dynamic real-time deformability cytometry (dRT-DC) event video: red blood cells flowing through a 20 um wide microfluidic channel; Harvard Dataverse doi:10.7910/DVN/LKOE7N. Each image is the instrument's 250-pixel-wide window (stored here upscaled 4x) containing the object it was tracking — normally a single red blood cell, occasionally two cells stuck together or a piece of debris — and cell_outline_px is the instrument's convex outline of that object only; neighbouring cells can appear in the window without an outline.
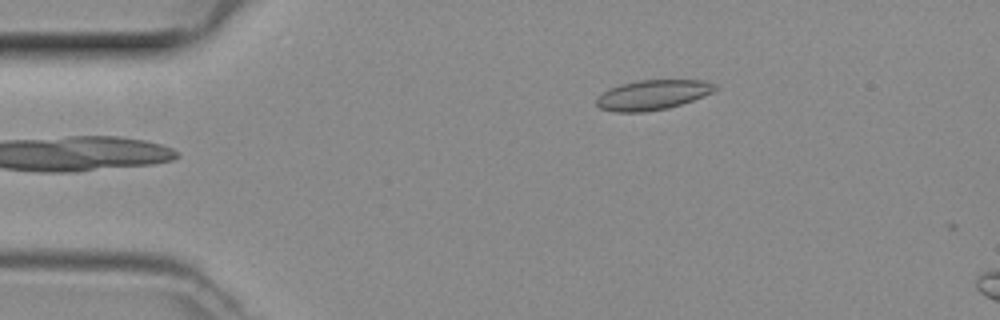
{"species": "common noctule bat (a hibernating species)", "species_latin": "Nyctalus noctula", "temperature_condition": "room temperature", "stored_images_in_passage": 3, "camera_frame_rate_fps": 3000, "um_per_image_px": 0.085, "animal": {"sex": "female", "body_mass_g": 29.2, "forearm_length_mm": 56.3}, "frame": {"image": 1, "passage_image": 1, "time_ms": 0.0, "image_size_px": [1000, 320], "cell_outline_px": [[716, 88], [712, 92], [704, 96], [668, 108], [644, 112], [612, 112], [600, 108], [596, 104], [596, 96], [620, 84], [640, 80], [704, 80], [712, 84]], "centroid_in_image_um": [55.42, 8.07], "position_along_channel_um": 29.6, "area_um2": 20.46}}